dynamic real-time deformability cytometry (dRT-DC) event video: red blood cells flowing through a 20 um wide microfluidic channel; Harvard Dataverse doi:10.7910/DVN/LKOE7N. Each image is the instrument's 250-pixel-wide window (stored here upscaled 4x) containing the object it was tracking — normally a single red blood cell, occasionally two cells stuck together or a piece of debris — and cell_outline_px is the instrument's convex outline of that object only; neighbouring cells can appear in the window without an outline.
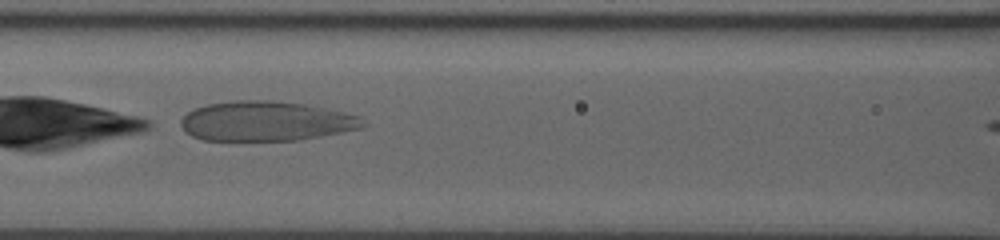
{"species": "human", "species_latin": "Homo sapiens", "temperature_condition": "room temperature", "stored_images_in_passage": 33, "camera_frame_rate_fps": 3000, "um_per_image_px": 0.085, "donor": {"sex": "male"}, "frame": {"image": 1, "passage_image": 10, "time_ms": 3.0, "image_size_px": [1000, 240], "cell_outline_px": [[368, 124], [360, 128], [300, 140], [204, 140], [192, 136], [180, 124], [180, 120], [188, 112], [196, 108], [208, 104], [236, 100], [272, 100], [304, 104], [344, 112], [360, 116]], "centroid_in_image_um": [22.63, 10.29], "position_along_channel_um": 144.0, "area_um2": 41.91}}
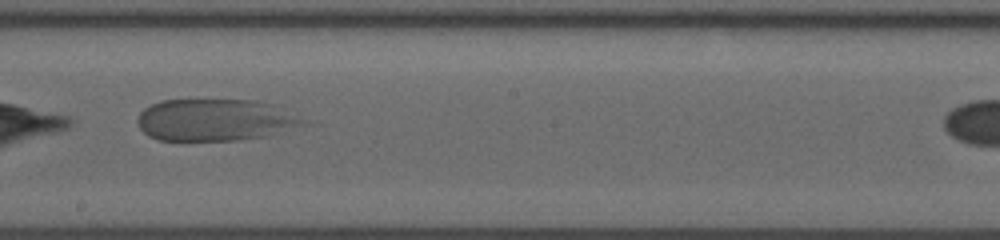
{"frame": {"image": 2, "passage_image": 17, "time_ms": 5.333, "image_size_px": [1000, 240], "cell_outline_px": [[300, 120], [296, 124], [264, 136], [240, 140], [156, 140], [148, 136], [140, 128], [136, 120], [140, 112], [144, 108], [160, 100], [256, 100], [272, 104]], "centroid_in_image_um": [18.06, 10.19], "position_along_channel_um": 230.1, "area_um2": 39.3}}
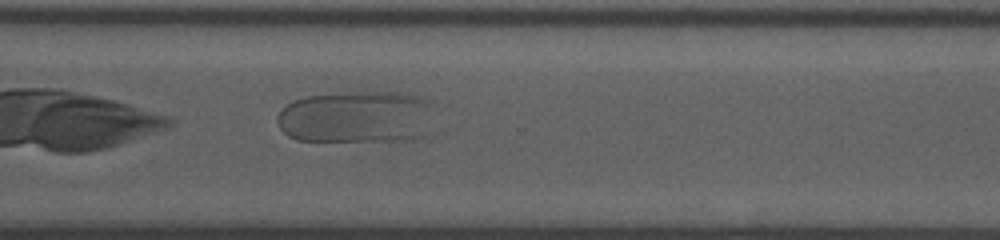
{"frame": {"image": 3, "passage_image": 26, "time_ms": 8.333, "image_size_px": [1000, 240], "cell_outline_px": [[436, 100], [424, 136], [404, 140], [296, 140], [288, 136], [280, 128], [276, 120], [276, 116], [292, 100], [308, 96], [376, 92], [400, 92], [420, 96]], "centroid_in_image_um": [30.35, 9.93], "position_along_channel_um": 340.3, "area_um2": 47.74}}